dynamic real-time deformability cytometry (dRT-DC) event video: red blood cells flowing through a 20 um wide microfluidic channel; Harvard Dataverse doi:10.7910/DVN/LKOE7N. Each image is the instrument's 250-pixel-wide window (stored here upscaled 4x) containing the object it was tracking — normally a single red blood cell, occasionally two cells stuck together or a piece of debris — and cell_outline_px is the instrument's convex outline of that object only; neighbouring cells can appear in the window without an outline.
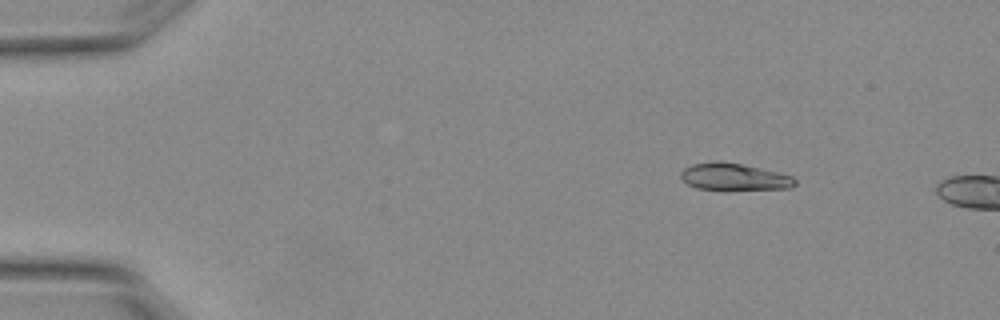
{"species": "Egyptian fruit bat (a non-hibernating species)", "species_latin": "Rousettus aegyptiacus", "temperature_condition": "warm", "stored_images_in_passage": 3, "camera_frame_rate_fps": 3000, "um_per_image_px": 0.085, "animal": {"sex": "female"}, "frame": {"image": 1, "passage_image": 2, "time_ms": 0.333, "image_size_px": [1000, 320], "cell_outline_px": [[796, 184], [792, 188], [696, 188], [688, 184], [680, 176], [680, 172], [684, 168], [692, 164], [740, 164], [780, 172], [792, 176], [796, 180]], "centroid_in_image_um": [62.45, 15.04], "position_along_channel_um": 22.5, "area_um2": 16.76}}